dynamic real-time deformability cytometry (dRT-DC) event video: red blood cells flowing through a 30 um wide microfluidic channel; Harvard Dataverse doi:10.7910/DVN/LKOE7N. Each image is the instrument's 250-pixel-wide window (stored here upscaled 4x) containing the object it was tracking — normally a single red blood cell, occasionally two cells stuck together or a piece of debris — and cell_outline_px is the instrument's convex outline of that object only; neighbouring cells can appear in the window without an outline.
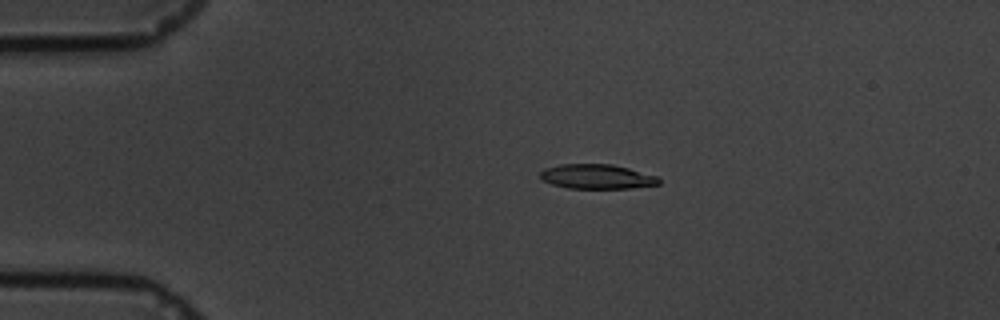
{"species": "common noctule bat (a hibernating species)", "species_latin": "Nyctalus noctula", "temperature_condition": "cold", "stored_images_in_passage": 50, "camera_frame_rate_fps": 3000, "um_per_image_px": 0.085, "animal": {"sex": "male", "body_mass_g": 19.5, "forearm_length_mm": 54.6}, "frame": {"image": 1, "passage_image": 3, "time_ms": 0.667, "image_size_px": [1000, 320], "cell_outline_px": [[660, 184], [628, 188], [568, 188], [552, 184], [540, 180], [540, 172], [544, 168], [560, 164], [612, 164], [628, 168], [656, 176], [660, 180]], "centroid_in_image_um": [50.68, 15.0], "position_along_channel_um": 34.3, "area_um2": 16.94}}
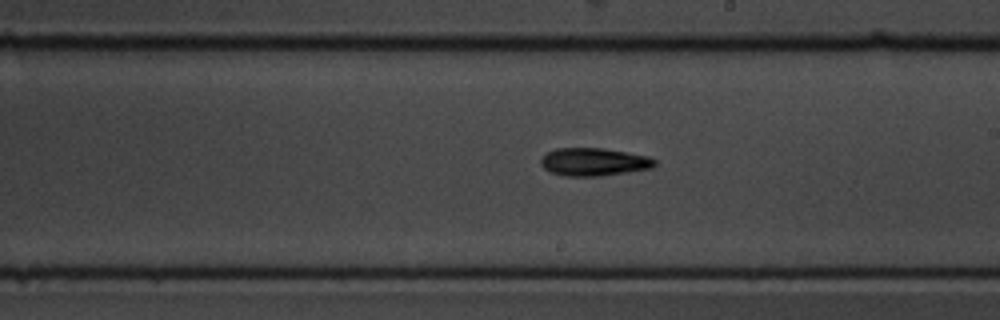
{"frame": {"image": 2, "passage_image": 25, "time_ms": 8.0, "image_size_px": [1000, 320], "cell_outline_px": [[656, 164], [652, 168], [628, 172], [600, 176], [564, 176], [552, 172], [544, 168], [540, 164], [540, 160], [548, 152], [556, 148], [604, 148], [628, 152], [648, 156], [656, 160]], "centroid_in_image_um": [50.5, 13.76], "position_along_channel_um": 238.5, "area_um2": 18.55}}
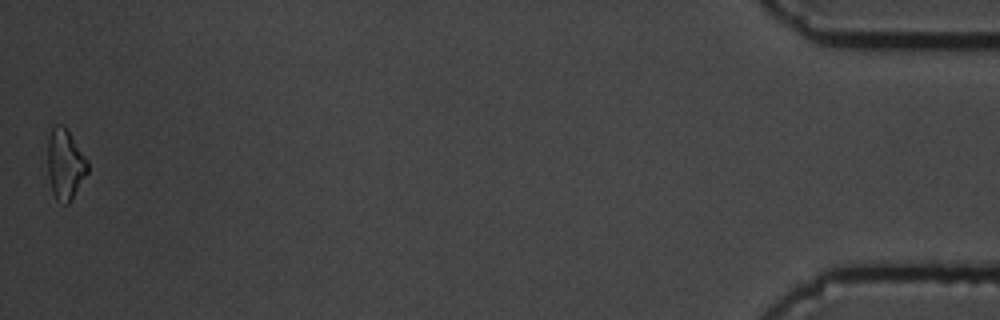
{"frame": {"image": 3, "passage_image": 50, "time_ms": 16.333, "image_size_px": [1000, 320], "cell_outline_px": [[88, 172], [68, 204], [60, 204], [56, 200], [52, 192], [48, 176], [48, 140], [52, 128], [56, 124], [64, 124], [88, 160]], "centroid_in_image_um": [5.53, 13.96], "position_along_channel_um": 429.7, "area_um2": 16.47}, "authors_computed_cell_mechanics": {"area_um2": 17.4556, "velocity_mm_per_s": 3.3858, "shape_relaxation_time_tau1_ms": 2.5089, "shape_relaxation_time_tau2_ms": null, "deformation_change_tau1": 0.1328, "deformation_change_tau2": null}}